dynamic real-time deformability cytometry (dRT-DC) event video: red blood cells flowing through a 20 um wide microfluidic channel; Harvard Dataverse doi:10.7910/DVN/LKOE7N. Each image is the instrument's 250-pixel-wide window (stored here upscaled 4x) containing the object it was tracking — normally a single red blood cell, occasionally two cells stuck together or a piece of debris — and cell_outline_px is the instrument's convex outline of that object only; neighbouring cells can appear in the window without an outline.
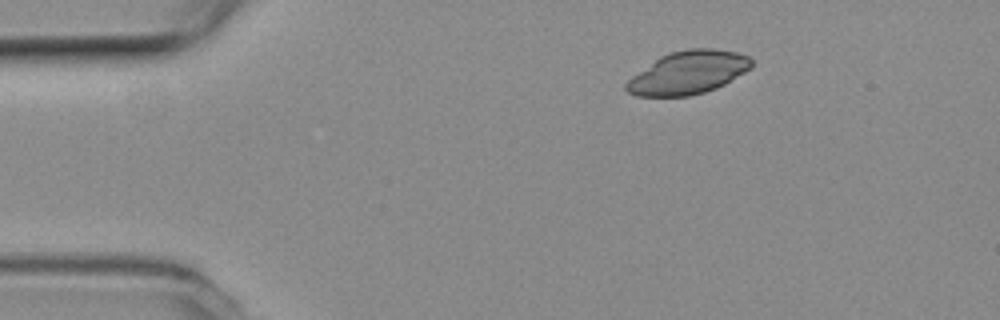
{"species": "common noctule bat (a hibernating species)", "species_latin": "Nyctalus noctula", "temperature_condition": "room temperature", "stored_images_in_passage": 3, "camera_frame_rate_fps": 3000, "um_per_image_px": 0.085, "animal": {"sex": "female", "body_mass_g": 19.3, "forearm_length_mm": 54.1}, "frame": {"image": 1, "passage_image": 1, "time_ms": 0.0, "image_size_px": [1000, 320], "cell_outline_px": [[752, 68], [724, 84], [716, 88], [704, 92], [688, 96], [636, 96], [628, 92], [624, 88], [624, 84], [632, 76], [660, 56], [668, 52], [688, 48], [716, 48], [736, 52], [748, 56], [752, 60]], "centroid_in_image_um": [58.49, 6.16], "position_along_channel_um": 26.5, "area_um2": 31.5}}